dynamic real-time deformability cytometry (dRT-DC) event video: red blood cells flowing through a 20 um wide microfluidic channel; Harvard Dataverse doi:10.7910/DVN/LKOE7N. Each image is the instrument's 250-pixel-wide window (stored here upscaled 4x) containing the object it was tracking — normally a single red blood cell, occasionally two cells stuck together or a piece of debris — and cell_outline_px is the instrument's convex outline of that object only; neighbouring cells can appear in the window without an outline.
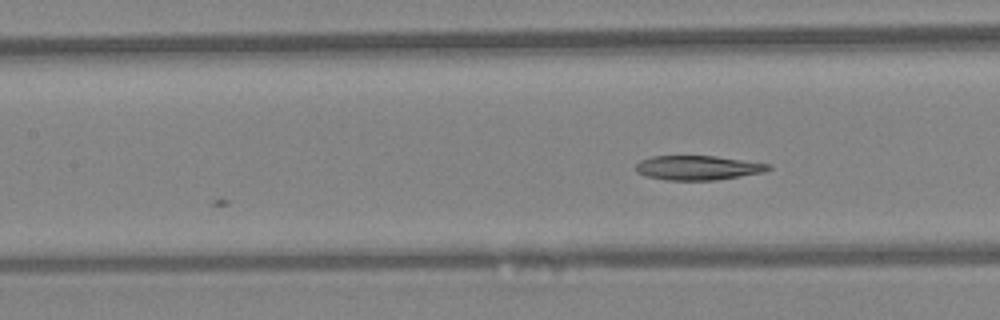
{"species": "Egyptian fruit bat (a non-hibernating species)", "species_latin": "Rousettus aegyptiacus", "temperature_condition": "warm", "stored_images_in_passage": 6, "camera_frame_rate_fps": 3000, "um_per_image_px": 0.085, "animal": {"sex": "female"}, "frame": {"image": 1, "passage_image": 6, "time_ms": 1.667, "image_size_px": [1000, 320], "cell_outline_px": [[772, 168], [764, 172], [716, 180], [664, 180], [644, 176], [636, 172], [636, 164], [640, 160], [652, 156], [716, 156], [772, 164]], "centroid_in_image_um": [59.31, 14.26], "position_along_channel_um": 148.1, "area_um2": 19.02}}